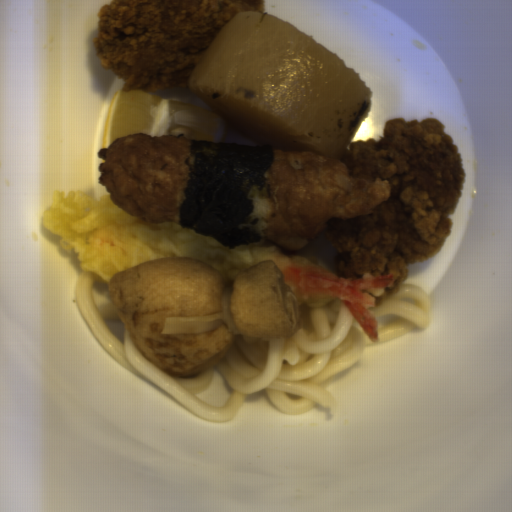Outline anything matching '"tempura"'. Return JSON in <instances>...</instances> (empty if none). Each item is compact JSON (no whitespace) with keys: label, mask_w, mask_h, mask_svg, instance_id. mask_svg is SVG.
Wrapping results in <instances>:
<instances>
[{"label":"tempura","mask_w":512,"mask_h":512,"mask_svg":"<svg viewBox=\"0 0 512 512\" xmlns=\"http://www.w3.org/2000/svg\"><path fill=\"white\" fill-rule=\"evenodd\" d=\"M42 224L60 238L63 250L74 253L83 274L108 284L115 274L144 262L188 257L213 267L231 287L238 273L272 260L299 305L319 299L339 300L371 342L379 341L378 319L370 308L392 282V274L343 279L314 255H287L276 246L254 243L229 249L214 237L197 234L174 221L151 223L133 216L114 205L109 192L97 201L79 190L54 192Z\"/></svg>","instance_id":"8679c707"}]
</instances>
